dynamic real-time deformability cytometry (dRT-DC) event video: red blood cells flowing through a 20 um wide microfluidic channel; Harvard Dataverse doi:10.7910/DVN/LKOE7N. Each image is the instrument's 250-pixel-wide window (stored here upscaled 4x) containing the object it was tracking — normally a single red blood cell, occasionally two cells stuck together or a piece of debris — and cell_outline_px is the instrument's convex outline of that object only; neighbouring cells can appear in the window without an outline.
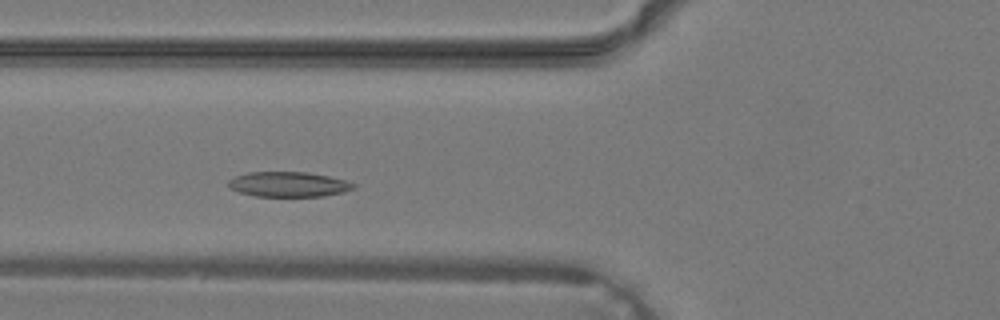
{"species": "common noctule bat (a hibernating species)", "species_latin": "Nyctalus noctula", "temperature_condition": "warm", "stored_images_in_passage": 34, "segment_of_instrument_passage": [1, 2], "camera_frame_rate_fps": 3000, "um_per_image_px": 0.085, "animal": {"sex": "male", "body_mass_g": 19.2, "forearm_length_mm": 51.8}, "frame": {"image": 1, "passage_image": 9, "time_ms": 2.667, "image_size_px": [1000, 320], "cell_outline_px": [[356, 188], [344, 192], [324, 196], [256, 196], [240, 192], [228, 188], [228, 180], [236, 176], [248, 172], [308, 172], [348, 180], [356, 184]], "centroid_in_image_um": [24.56, 15.66], "position_along_channel_um": 101.2, "area_um2": 18.38}}
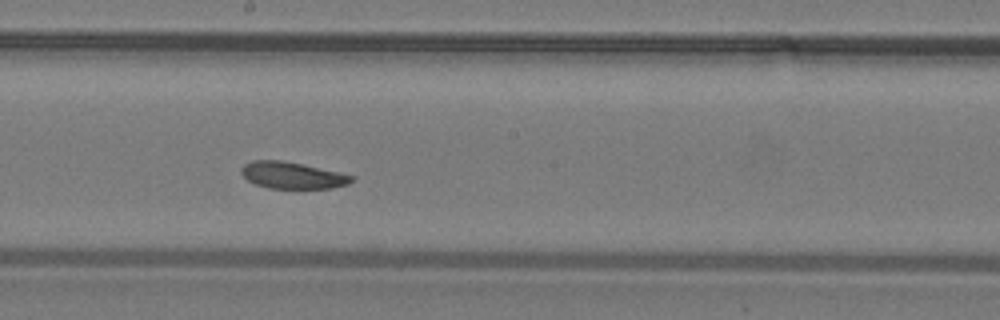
{"frame": {"image": 2, "passage_image": 16, "time_ms": 5.0, "image_size_px": [1000, 320], "cell_outline_px": [[356, 176], [348, 184], [332, 188], [268, 188], [256, 184], [248, 180], [240, 172], [240, 168], [244, 164], [252, 160], [284, 160], [340, 172]], "centroid_in_image_um": [24.85, 14.89], "position_along_channel_um": 223.4, "area_um2": 17.22}}
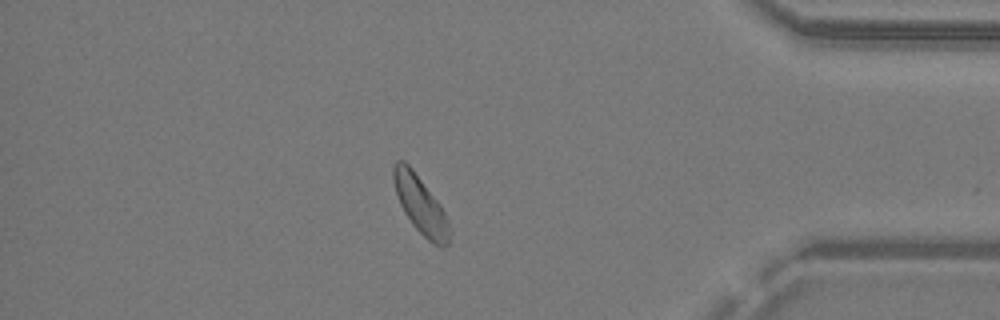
{"frame": {"image": 3, "passage_image": 28, "time_ms": 9.0, "image_size_px": [1000, 320], "cell_outline_px": [[452, 232], [448, 244], [444, 248], [440, 248], [432, 244], [412, 224], [404, 212], [400, 204], [396, 192], [392, 176], [392, 164], [396, 160], [404, 160], [412, 168], [440, 204], [448, 220]], "centroid_in_image_um": [35.76, 17.43], "position_along_channel_um": 399.4, "area_um2": 19.02}}